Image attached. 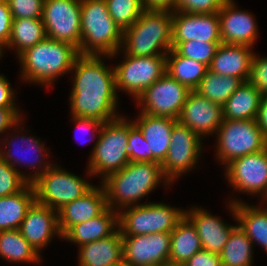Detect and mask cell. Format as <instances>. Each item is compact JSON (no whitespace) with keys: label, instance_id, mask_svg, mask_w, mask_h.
<instances>
[{"label":"cell","instance_id":"1","mask_svg":"<svg viewBox=\"0 0 267 266\" xmlns=\"http://www.w3.org/2000/svg\"><path fill=\"white\" fill-rule=\"evenodd\" d=\"M105 57V58H104ZM109 55H79L74 62L70 92L71 116L87 117L103 123L121 116L118 108L115 70L103 61Z\"/></svg>","mask_w":267,"mask_h":266},{"label":"cell","instance_id":"2","mask_svg":"<svg viewBox=\"0 0 267 266\" xmlns=\"http://www.w3.org/2000/svg\"><path fill=\"white\" fill-rule=\"evenodd\" d=\"M163 183L172 184L164 176L160 163L129 162L121 170L108 175L101 181L107 199V206L114 211L140 205V200Z\"/></svg>","mask_w":267,"mask_h":266},{"label":"cell","instance_id":"3","mask_svg":"<svg viewBox=\"0 0 267 266\" xmlns=\"http://www.w3.org/2000/svg\"><path fill=\"white\" fill-rule=\"evenodd\" d=\"M78 56L79 51L73 45L46 37L17 57L21 80L48 88L59 76L72 70Z\"/></svg>","mask_w":267,"mask_h":266},{"label":"cell","instance_id":"4","mask_svg":"<svg viewBox=\"0 0 267 266\" xmlns=\"http://www.w3.org/2000/svg\"><path fill=\"white\" fill-rule=\"evenodd\" d=\"M172 13L145 9L137 21L123 31L121 49L109 55V59L123 51L139 57L166 56L172 49Z\"/></svg>","mask_w":267,"mask_h":266},{"label":"cell","instance_id":"5","mask_svg":"<svg viewBox=\"0 0 267 266\" xmlns=\"http://www.w3.org/2000/svg\"><path fill=\"white\" fill-rule=\"evenodd\" d=\"M123 31L110 16L105 0H81L79 55H112L121 49Z\"/></svg>","mask_w":267,"mask_h":266},{"label":"cell","instance_id":"6","mask_svg":"<svg viewBox=\"0 0 267 266\" xmlns=\"http://www.w3.org/2000/svg\"><path fill=\"white\" fill-rule=\"evenodd\" d=\"M128 134L129 119L123 115L103 123L99 138L96 139L87 163L88 177L100 175L102 181L130 162L126 152Z\"/></svg>","mask_w":267,"mask_h":266},{"label":"cell","instance_id":"7","mask_svg":"<svg viewBox=\"0 0 267 266\" xmlns=\"http://www.w3.org/2000/svg\"><path fill=\"white\" fill-rule=\"evenodd\" d=\"M185 209L161 202H147L130 206L118 212V225L122 236L171 233L184 217Z\"/></svg>","mask_w":267,"mask_h":266},{"label":"cell","instance_id":"8","mask_svg":"<svg viewBox=\"0 0 267 266\" xmlns=\"http://www.w3.org/2000/svg\"><path fill=\"white\" fill-rule=\"evenodd\" d=\"M216 135L215 155L224 166L233 159L267 148V138L256 120L224 119Z\"/></svg>","mask_w":267,"mask_h":266},{"label":"cell","instance_id":"9","mask_svg":"<svg viewBox=\"0 0 267 266\" xmlns=\"http://www.w3.org/2000/svg\"><path fill=\"white\" fill-rule=\"evenodd\" d=\"M37 203L59 211L66 204L83 196L94 185L55 163L32 182Z\"/></svg>","mask_w":267,"mask_h":266},{"label":"cell","instance_id":"10","mask_svg":"<svg viewBox=\"0 0 267 266\" xmlns=\"http://www.w3.org/2000/svg\"><path fill=\"white\" fill-rule=\"evenodd\" d=\"M22 121H23V119H21L19 122H17V124L12 128L13 132L15 131V133L11 134L12 136L9 134L6 137H3L4 139L0 138V145H2L3 147H4V145H6L4 147V150H3V148L0 147V157L4 161H6L11 167L15 168L29 183H32L40 175L45 173L53 164L50 163L49 160L47 161V159H49L48 158L49 153L47 152L48 151L47 149H49V148H45L46 147L45 142H41L40 139L34 138L32 135H30V136L26 135L27 136L26 137L24 134H21V136H19L20 133H23V131H24V128H22V123H23ZM18 130H20V131H18ZM21 130H23V131L21 132ZM14 134H17V135H14ZM8 136H9V138H8ZM16 139H17V141H16ZM19 141L21 143V147H19L20 146L18 144ZM23 143L25 144V148H24ZM10 148L11 149L13 148V149L11 150ZM16 150H17V152H16ZM25 151L26 152L28 151L29 153L28 152L25 153ZM30 152H33V153L31 154ZM23 153H25V154L22 157ZM19 154H21V155L19 156ZM27 157H30V158H28L30 160H27ZM31 159H33V160H31ZM44 160H46V161H44ZM16 165H21V166L23 165L24 167H27V168L29 167V170L31 169L34 171V169H35V171H34V173L32 171H31V173L30 172L26 173V171L20 172V170L18 169V167Z\"/></svg>","mask_w":267,"mask_h":266},{"label":"cell","instance_id":"11","mask_svg":"<svg viewBox=\"0 0 267 266\" xmlns=\"http://www.w3.org/2000/svg\"><path fill=\"white\" fill-rule=\"evenodd\" d=\"M123 55L122 61L114 67L116 91L126 92L136 101L146 88L166 73V56Z\"/></svg>","mask_w":267,"mask_h":266},{"label":"cell","instance_id":"12","mask_svg":"<svg viewBox=\"0 0 267 266\" xmlns=\"http://www.w3.org/2000/svg\"><path fill=\"white\" fill-rule=\"evenodd\" d=\"M191 90L165 73L136 99L140 112L151 116L178 119Z\"/></svg>","mask_w":267,"mask_h":266},{"label":"cell","instance_id":"13","mask_svg":"<svg viewBox=\"0 0 267 266\" xmlns=\"http://www.w3.org/2000/svg\"><path fill=\"white\" fill-rule=\"evenodd\" d=\"M42 21L48 38L69 43L79 51L81 0H45Z\"/></svg>","mask_w":267,"mask_h":266},{"label":"cell","instance_id":"14","mask_svg":"<svg viewBox=\"0 0 267 266\" xmlns=\"http://www.w3.org/2000/svg\"><path fill=\"white\" fill-rule=\"evenodd\" d=\"M202 145V139L191 129L178 121L174 124L171 144L161 163L163 174L171 184L196 167L201 158Z\"/></svg>","mask_w":267,"mask_h":266},{"label":"cell","instance_id":"15","mask_svg":"<svg viewBox=\"0 0 267 266\" xmlns=\"http://www.w3.org/2000/svg\"><path fill=\"white\" fill-rule=\"evenodd\" d=\"M225 177L234 190L267 199V148L233 159L225 165Z\"/></svg>","mask_w":267,"mask_h":266},{"label":"cell","instance_id":"16","mask_svg":"<svg viewBox=\"0 0 267 266\" xmlns=\"http://www.w3.org/2000/svg\"><path fill=\"white\" fill-rule=\"evenodd\" d=\"M123 261L130 266H160L169 261L171 233L122 236Z\"/></svg>","mask_w":267,"mask_h":266},{"label":"cell","instance_id":"17","mask_svg":"<svg viewBox=\"0 0 267 266\" xmlns=\"http://www.w3.org/2000/svg\"><path fill=\"white\" fill-rule=\"evenodd\" d=\"M223 120V107L198 95L195 91L188 94L177 119L201 139L216 134Z\"/></svg>","mask_w":267,"mask_h":266},{"label":"cell","instance_id":"18","mask_svg":"<svg viewBox=\"0 0 267 266\" xmlns=\"http://www.w3.org/2000/svg\"><path fill=\"white\" fill-rule=\"evenodd\" d=\"M234 0H226L218 12L220 37L223 44L248 45L254 48L258 39V25L254 15L238 9Z\"/></svg>","mask_w":267,"mask_h":266},{"label":"cell","instance_id":"19","mask_svg":"<svg viewBox=\"0 0 267 266\" xmlns=\"http://www.w3.org/2000/svg\"><path fill=\"white\" fill-rule=\"evenodd\" d=\"M172 42L200 40L222 42L218 13L199 14L173 11Z\"/></svg>","mask_w":267,"mask_h":266},{"label":"cell","instance_id":"20","mask_svg":"<svg viewBox=\"0 0 267 266\" xmlns=\"http://www.w3.org/2000/svg\"><path fill=\"white\" fill-rule=\"evenodd\" d=\"M23 238L41 255L52 238L62 235L58 227V212L36 201L28 209L19 228Z\"/></svg>","mask_w":267,"mask_h":266},{"label":"cell","instance_id":"21","mask_svg":"<svg viewBox=\"0 0 267 266\" xmlns=\"http://www.w3.org/2000/svg\"><path fill=\"white\" fill-rule=\"evenodd\" d=\"M107 199L102 184L93 186L83 196L66 204L58 211V227L62 237L76 224L101 215L106 209Z\"/></svg>","mask_w":267,"mask_h":266},{"label":"cell","instance_id":"22","mask_svg":"<svg viewBox=\"0 0 267 266\" xmlns=\"http://www.w3.org/2000/svg\"><path fill=\"white\" fill-rule=\"evenodd\" d=\"M185 216L195 226L202 249L216 254L221 253L232 230L238 225L227 224L223 219L198 206L185 209Z\"/></svg>","mask_w":267,"mask_h":266},{"label":"cell","instance_id":"23","mask_svg":"<svg viewBox=\"0 0 267 266\" xmlns=\"http://www.w3.org/2000/svg\"><path fill=\"white\" fill-rule=\"evenodd\" d=\"M248 45L219 44L209 70L222 76H234L242 82L250 77L255 52Z\"/></svg>","mask_w":267,"mask_h":266},{"label":"cell","instance_id":"24","mask_svg":"<svg viewBox=\"0 0 267 266\" xmlns=\"http://www.w3.org/2000/svg\"><path fill=\"white\" fill-rule=\"evenodd\" d=\"M138 117L132 120L140 129L144 139L149 144L154 163H162L171 144V133L176 119L157 117L138 113Z\"/></svg>","mask_w":267,"mask_h":266},{"label":"cell","instance_id":"25","mask_svg":"<svg viewBox=\"0 0 267 266\" xmlns=\"http://www.w3.org/2000/svg\"><path fill=\"white\" fill-rule=\"evenodd\" d=\"M227 209L252 244L260 245L267 253V208L251 206L236 198L228 201Z\"/></svg>","mask_w":267,"mask_h":266},{"label":"cell","instance_id":"26","mask_svg":"<svg viewBox=\"0 0 267 266\" xmlns=\"http://www.w3.org/2000/svg\"><path fill=\"white\" fill-rule=\"evenodd\" d=\"M78 266H110L123 261L122 234L113 235L79 246Z\"/></svg>","mask_w":267,"mask_h":266},{"label":"cell","instance_id":"27","mask_svg":"<svg viewBox=\"0 0 267 266\" xmlns=\"http://www.w3.org/2000/svg\"><path fill=\"white\" fill-rule=\"evenodd\" d=\"M118 229V212L108 207L101 215L74 225L62 239L81 246L107 238Z\"/></svg>","mask_w":267,"mask_h":266},{"label":"cell","instance_id":"28","mask_svg":"<svg viewBox=\"0 0 267 266\" xmlns=\"http://www.w3.org/2000/svg\"><path fill=\"white\" fill-rule=\"evenodd\" d=\"M261 93L249 82H243L223 107V119L256 120Z\"/></svg>","mask_w":267,"mask_h":266},{"label":"cell","instance_id":"29","mask_svg":"<svg viewBox=\"0 0 267 266\" xmlns=\"http://www.w3.org/2000/svg\"><path fill=\"white\" fill-rule=\"evenodd\" d=\"M35 201L32 183L18 193L0 197V231L19 229L28 209Z\"/></svg>","mask_w":267,"mask_h":266},{"label":"cell","instance_id":"30","mask_svg":"<svg viewBox=\"0 0 267 266\" xmlns=\"http://www.w3.org/2000/svg\"><path fill=\"white\" fill-rule=\"evenodd\" d=\"M202 249L201 240L192 222L184 215L171 232L169 261L186 263Z\"/></svg>","mask_w":267,"mask_h":266},{"label":"cell","instance_id":"31","mask_svg":"<svg viewBox=\"0 0 267 266\" xmlns=\"http://www.w3.org/2000/svg\"><path fill=\"white\" fill-rule=\"evenodd\" d=\"M208 69L203 63L179 55L173 48L166 55V73L191 91L198 86Z\"/></svg>","mask_w":267,"mask_h":266},{"label":"cell","instance_id":"32","mask_svg":"<svg viewBox=\"0 0 267 266\" xmlns=\"http://www.w3.org/2000/svg\"><path fill=\"white\" fill-rule=\"evenodd\" d=\"M41 19L20 18L12 20L11 35L4 49H13L17 57L26 49L35 46L46 38Z\"/></svg>","mask_w":267,"mask_h":266},{"label":"cell","instance_id":"33","mask_svg":"<svg viewBox=\"0 0 267 266\" xmlns=\"http://www.w3.org/2000/svg\"><path fill=\"white\" fill-rule=\"evenodd\" d=\"M0 257L9 263H40L42 260L33 247L23 238L19 229L0 231Z\"/></svg>","mask_w":267,"mask_h":266},{"label":"cell","instance_id":"34","mask_svg":"<svg viewBox=\"0 0 267 266\" xmlns=\"http://www.w3.org/2000/svg\"><path fill=\"white\" fill-rule=\"evenodd\" d=\"M242 83L239 78L222 76L208 69L194 91L211 102L223 106Z\"/></svg>","mask_w":267,"mask_h":266},{"label":"cell","instance_id":"35","mask_svg":"<svg viewBox=\"0 0 267 266\" xmlns=\"http://www.w3.org/2000/svg\"><path fill=\"white\" fill-rule=\"evenodd\" d=\"M253 244L237 225L220 253L222 266H252Z\"/></svg>","mask_w":267,"mask_h":266},{"label":"cell","instance_id":"36","mask_svg":"<svg viewBox=\"0 0 267 266\" xmlns=\"http://www.w3.org/2000/svg\"><path fill=\"white\" fill-rule=\"evenodd\" d=\"M107 10L122 31L132 26L145 10L142 0H105Z\"/></svg>","mask_w":267,"mask_h":266},{"label":"cell","instance_id":"37","mask_svg":"<svg viewBox=\"0 0 267 266\" xmlns=\"http://www.w3.org/2000/svg\"><path fill=\"white\" fill-rule=\"evenodd\" d=\"M222 42H204L191 40L187 42H172V48L181 56L211 65L216 49Z\"/></svg>","mask_w":267,"mask_h":266},{"label":"cell","instance_id":"38","mask_svg":"<svg viewBox=\"0 0 267 266\" xmlns=\"http://www.w3.org/2000/svg\"><path fill=\"white\" fill-rule=\"evenodd\" d=\"M140 129L129 120L126 152L130 162H153V155Z\"/></svg>","mask_w":267,"mask_h":266},{"label":"cell","instance_id":"39","mask_svg":"<svg viewBox=\"0 0 267 266\" xmlns=\"http://www.w3.org/2000/svg\"><path fill=\"white\" fill-rule=\"evenodd\" d=\"M29 182L0 157V197L22 191Z\"/></svg>","mask_w":267,"mask_h":266},{"label":"cell","instance_id":"40","mask_svg":"<svg viewBox=\"0 0 267 266\" xmlns=\"http://www.w3.org/2000/svg\"><path fill=\"white\" fill-rule=\"evenodd\" d=\"M13 19H41L45 0H6Z\"/></svg>","mask_w":267,"mask_h":266},{"label":"cell","instance_id":"41","mask_svg":"<svg viewBox=\"0 0 267 266\" xmlns=\"http://www.w3.org/2000/svg\"><path fill=\"white\" fill-rule=\"evenodd\" d=\"M226 0H175V11L186 13H218Z\"/></svg>","mask_w":267,"mask_h":266},{"label":"cell","instance_id":"42","mask_svg":"<svg viewBox=\"0 0 267 266\" xmlns=\"http://www.w3.org/2000/svg\"><path fill=\"white\" fill-rule=\"evenodd\" d=\"M261 95H267V57L254 54L248 80Z\"/></svg>","mask_w":267,"mask_h":266},{"label":"cell","instance_id":"43","mask_svg":"<svg viewBox=\"0 0 267 266\" xmlns=\"http://www.w3.org/2000/svg\"><path fill=\"white\" fill-rule=\"evenodd\" d=\"M12 14L6 0H0V52L4 56V48L7 46L12 27Z\"/></svg>","mask_w":267,"mask_h":266},{"label":"cell","instance_id":"44","mask_svg":"<svg viewBox=\"0 0 267 266\" xmlns=\"http://www.w3.org/2000/svg\"><path fill=\"white\" fill-rule=\"evenodd\" d=\"M15 90L4 74H0V108L19 109L16 104Z\"/></svg>","mask_w":267,"mask_h":266},{"label":"cell","instance_id":"45","mask_svg":"<svg viewBox=\"0 0 267 266\" xmlns=\"http://www.w3.org/2000/svg\"><path fill=\"white\" fill-rule=\"evenodd\" d=\"M71 117L72 121H74L73 123H75L76 125L75 129L80 130L84 133H89L91 135L90 138L92 141L94 137H96L97 139L99 138L103 122L87 117H78V116H71ZM90 138L88 140H90Z\"/></svg>","mask_w":267,"mask_h":266},{"label":"cell","instance_id":"46","mask_svg":"<svg viewBox=\"0 0 267 266\" xmlns=\"http://www.w3.org/2000/svg\"><path fill=\"white\" fill-rule=\"evenodd\" d=\"M186 266H222L220 254L201 249L195 253L186 263Z\"/></svg>","mask_w":267,"mask_h":266},{"label":"cell","instance_id":"47","mask_svg":"<svg viewBox=\"0 0 267 266\" xmlns=\"http://www.w3.org/2000/svg\"><path fill=\"white\" fill-rule=\"evenodd\" d=\"M22 114L19 109L0 108V135L9 134L8 132L23 118Z\"/></svg>","mask_w":267,"mask_h":266},{"label":"cell","instance_id":"48","mask_svg":"<svg viewBox=\"0 0 267 266\" xmlns=\"http://www.w3.org/2000/svg\"><path fill=\"white\" fill-rule=\"evenodd\" d=\"M144 9L175 11V0H142Z\"/></svg>","mask_w":267,"mask_h":266},{"label":"cell","instance_id":"49","mask_svg":"<svg viewBox=\"0 0 267 266\" xmlns=\"http://www.w3.org/2000/svg\"><path fill=\"white\" fill-rule=\"evenodd\" d=\"M258 127L267 138V95H263L260 100L258 115L256 118Z\"/></svg>","mask_w":267,"mask_h":266},{"label":"cell","instance_id":"50","mask_svg":"<svg viewBox=\"0 0 267 266\" xmlns=\"http://www.w3.org/2000/svg\"><path fill=\"white\" fill-rule=\"evenodd\" d=\"M161 266H186L184 263L165 262Z\"/></svg>","mask_w":267,"mask_h":266},{"label":"cell","instance_id":"51","mask_svg":"<svg viewBox=\"0 0 267 266\" xmlns=\"http://www.w3.org/2000/svg\"><path fill=\"white\" fill-rule=\"evenodd\" d=\"M110 266H130V265L126 264L124 261H121L119 263H116V264H113V265H110Z\"/></svg>","mask_w":267,"mask_h":266}]
</instances>
